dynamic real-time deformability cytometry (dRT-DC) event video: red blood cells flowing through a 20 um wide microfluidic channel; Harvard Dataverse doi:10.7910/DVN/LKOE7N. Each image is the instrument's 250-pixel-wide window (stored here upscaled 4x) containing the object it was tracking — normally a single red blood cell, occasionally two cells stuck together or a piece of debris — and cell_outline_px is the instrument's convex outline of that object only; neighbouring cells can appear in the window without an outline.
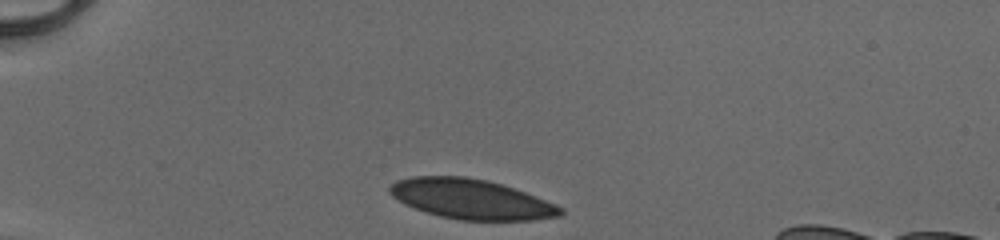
{"species": "human", "species_latin": "Homo sapiens", "temperature_condition": "cold", "stored_images_in_passage": 32, "camera_frame_rate_fps": 3000, "um_per_image_px": 0.085, "donor": {"sex": "male"}, "frame": {"image": 1, "passage_image": 1, "time_ms": 0.0, "image_size_px": [1000, 240], "cell_outline_px": [[564, 212], [560, 216], [532, 220], [460, 220], [440, 216], [404, 204], [392, 196], [388, 192], [388, 188], [396, 180], [412, 176], [464, 176], [488, 180], [524, 192], [556, 204], [564, 208]], "centroid_in_image_um": [40.04, 16.92], "position_along_channel_um": 45.0, "area_um2": 39.54}}
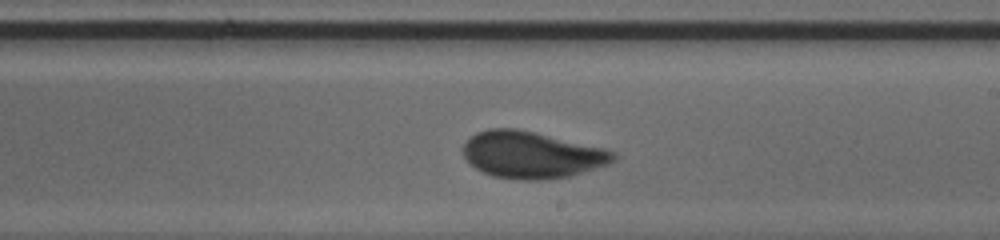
{"frame": {"image": 2, "passage_image": 19, "time_ms": 6.0, "image_size_px": [1000, 240], "cell_outline_px": [[616, 160], [608, 164], [568, 176], [548, 180], [520, 180], [492, 176], [476, 168], [464, 156], [464, 144], [476, 132], [488, 128], [516, 128], [604, 148], [616, 152]], "centroid_in_image_um": [45.2, 13.16], "position_along_channel_um": 243.8, "area_um2": 40.69}}
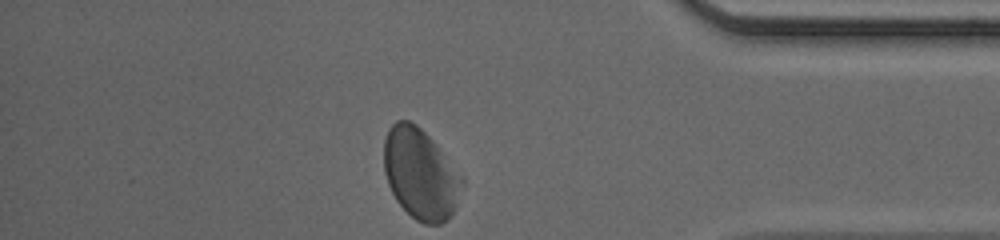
{"frame": {"image": 3, "passage_image": 32, "time_ms": 10.333, "image_size_px": [1000, 240], "cell_outline_px": [[464, 184], [452, 212], [448, 220], [440, 224], [424, 224], [416, 220], [396, 200], [388, 184], [384, 172], [384, 140], [388, 128], [396, 120], [408, 120], [416, 124], [436, 144], [464, 176]], "centroid_in_image_um": [35.74, 14.77], "position_along_channel_um": 399.5, "area_um2": 41.33}, "authors_computed_cell_mechanics": {"area_um2": 40.0265, "velocity_mm_per_s": 4.0558, "shape_relaxation_time_tau1_ms": 2.7668, "shape_relaxation_time_tau2_ms": 0.6552, "deformation_change_tau1": 0.0933, "deformation_change_tau2": 0.0518}}